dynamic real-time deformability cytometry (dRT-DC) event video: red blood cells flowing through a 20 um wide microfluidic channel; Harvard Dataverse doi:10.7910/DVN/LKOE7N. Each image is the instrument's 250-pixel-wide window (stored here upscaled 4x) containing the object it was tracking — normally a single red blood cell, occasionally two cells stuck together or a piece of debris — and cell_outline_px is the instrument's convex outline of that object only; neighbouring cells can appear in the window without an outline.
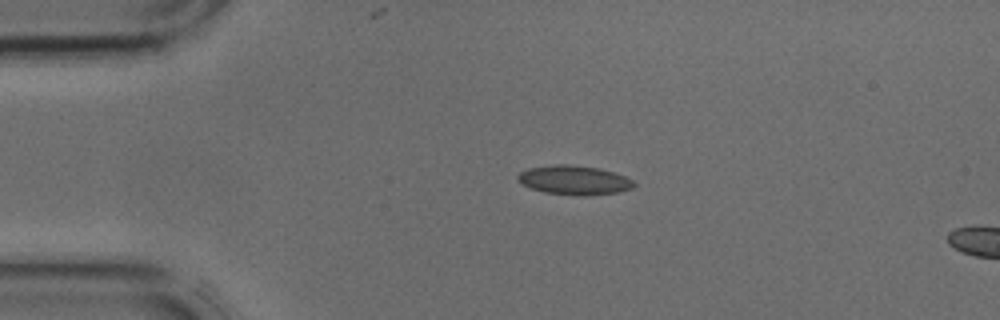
{"species": "common noctule bat (a hibernating species)", "species_latin": "Nyctalus noctula", "temperature_condition": "cold", "stored_images_in_passage": 11, "camera_frame_rate_fps": 3000, "um_per_image_px": 0.085, "animal": {"sex": "male", "body_mass_g": 17.9, "forearm_length_mm": 54.2}, "frame": {"image": 1, "passage_image": 8, "time_ms": 2.333, "image_size_px": [1000, 320], "cell_outline_px": [[636, 184], [632, 188], [620, 192], [588, 196], [580, 196], [544, 192], [532, 188], [524, 184], [516, 176], [520, 172], [528, 168], [556, 164], [568, 164], [596, 168], [612, 172], [624, 176], [632, 180]], "centroid_in_image_um": [48.83, 15.32], "position_along_channel_um": 36.2, "area_um2": 19.59}}